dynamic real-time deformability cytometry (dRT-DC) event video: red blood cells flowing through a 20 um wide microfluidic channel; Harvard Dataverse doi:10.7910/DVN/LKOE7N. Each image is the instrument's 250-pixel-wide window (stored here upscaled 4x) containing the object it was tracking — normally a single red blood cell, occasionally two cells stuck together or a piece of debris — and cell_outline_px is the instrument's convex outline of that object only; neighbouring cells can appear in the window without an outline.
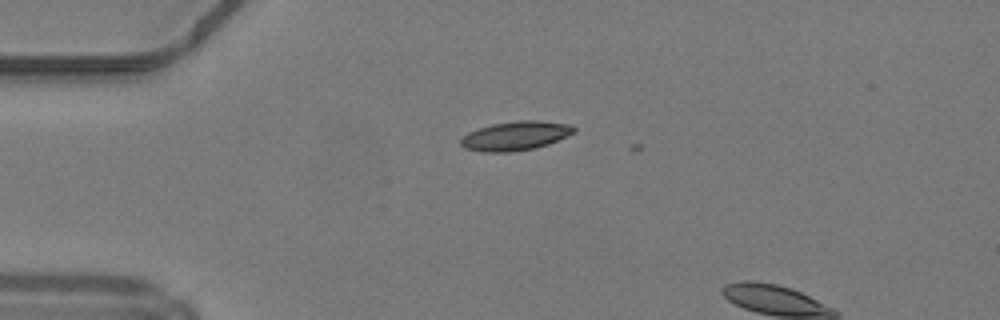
{"species": "common noctule bat (a hibernating species)", "species_latin": "Nyctalus noctula", "temperature_condition": "warm", "stored_images_in_passage": 3, "camera_frame_rate_fps": 3000, "um_per_image_px": 0.085, "animal": {"sex": "male", "body_mass_g": 19.2, "forearm_length_mm": 51.8}, "frame": {"image": 1, "passage_image": 1, "time_ms": 0.0, "image_size_px": [1000, 320], "cell_outline_px": [[576, 132], [548, 144], [536, 148], [512, 152], [480, 152], [464, 148], [460, 144], [460, 140], [468, 132], [492, 124], [516, 120], [536, 120], [572, 124], [576, 128]], "centroid_in_image_um": [43.83, 11.55], "position_along_channel_um": 41.2, "area_um2": 19.36}}